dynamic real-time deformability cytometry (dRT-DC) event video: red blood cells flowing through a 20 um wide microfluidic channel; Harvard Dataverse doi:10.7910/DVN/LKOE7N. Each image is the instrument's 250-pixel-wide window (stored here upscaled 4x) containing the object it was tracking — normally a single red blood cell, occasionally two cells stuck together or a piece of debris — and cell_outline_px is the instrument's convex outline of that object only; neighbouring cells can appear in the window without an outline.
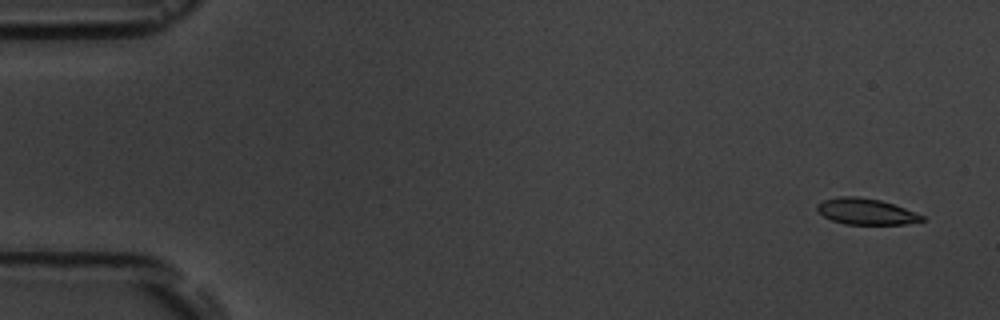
{"species": "common noctule bat (a hibernating species)", "species_latin": "Nyctalus noctula", "temperature_condition": "room temperature", "stored_images_in_passage": 4, "camera_frame_rate_fps": 3000, "um_per_image_px": 0.085, "animal": {"sex": "male", "body_mass_g": 19.5, "forearm_length_mm": 54.6}, "frame": {"image": 1, "passage_image": 1, "time_ms": 0.0, "image_size_px": [1000, 320], "cell_outline_px": [[924, 220], [904, 224], [844, 224], [832, 220], [824, 216], [816, 208], [816, 204], [824, 200], [840, 196], [856, 196], [880, 200], [904, 208], [924, 216]], "centroid_in_image_um": [73.58, 17.97], "position_along_channel_um": 11.4, "area_um2": 15.72}}
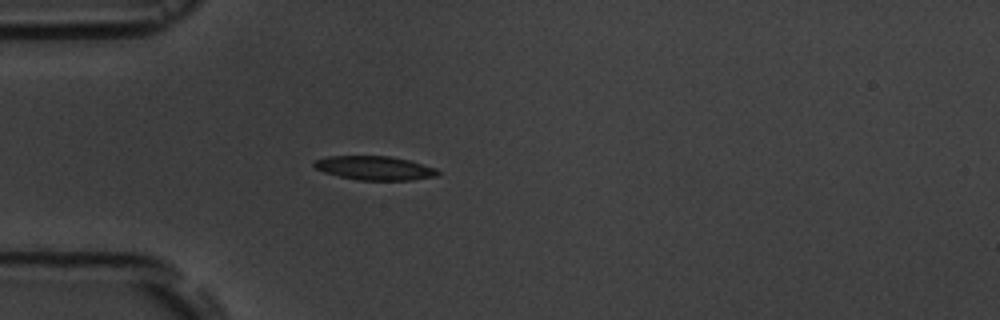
{"frame": {"image": 2, "passage_image": 4, "time_ms": 4.333, "image_size_px": [1000, 320], "cell_outline_px": [[440, 172], [436, 176], [412, 180], [356, 180], [324, 172], [316, 168], [312, 164], [316, 160], [328, 156], [388, 156], [408, 160], [436, 168]], "centroid_in_image_um": [31.85, 14.28], "position_along_channel_um": 53.2, "area_um2": 17.11}}